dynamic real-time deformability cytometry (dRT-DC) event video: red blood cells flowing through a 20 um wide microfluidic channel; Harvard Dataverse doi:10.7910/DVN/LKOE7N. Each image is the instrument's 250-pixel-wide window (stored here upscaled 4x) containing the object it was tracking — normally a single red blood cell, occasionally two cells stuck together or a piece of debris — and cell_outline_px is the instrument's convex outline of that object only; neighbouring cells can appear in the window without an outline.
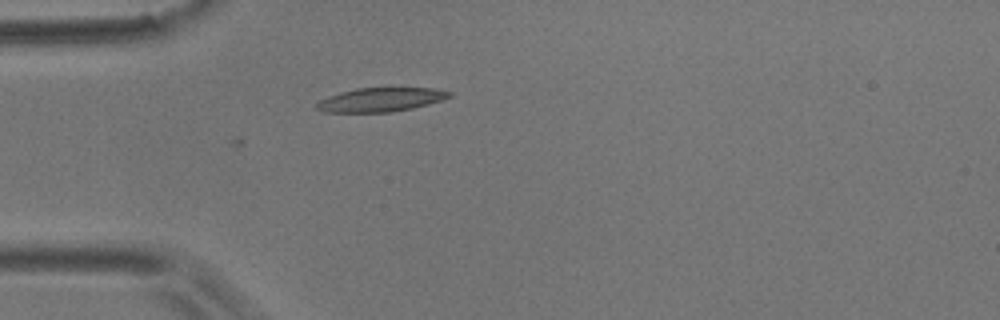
{"species": "common noctule bat (a hibernating species)", "species_latin": "Nyctalus noctula", "temperature_condition": "room temperature", "stored_images_in_passage": 3, "camera_frame_rate_fps": 3000, "um_per_image_px": 0.085, "animal": {"sex": "male", "body_mass_g": 17.9}, "frame": {"image": 1, "passage_image": 3, "time_ms": 4.0, "image_size_px": [1000, 320], "cell_outline_px": [[452, 96], [444, 100], [412, 108], [392, 112], [320, 112], [316, 108], [316, 104], [320, 100], [328, 96], [340, 92], [356, 88], [436, 88], [452, 92]], "centroid_in_image_um": [32.37, 8.47], "position_along_channel_um": 52.6, "area_um2": 18.61}}